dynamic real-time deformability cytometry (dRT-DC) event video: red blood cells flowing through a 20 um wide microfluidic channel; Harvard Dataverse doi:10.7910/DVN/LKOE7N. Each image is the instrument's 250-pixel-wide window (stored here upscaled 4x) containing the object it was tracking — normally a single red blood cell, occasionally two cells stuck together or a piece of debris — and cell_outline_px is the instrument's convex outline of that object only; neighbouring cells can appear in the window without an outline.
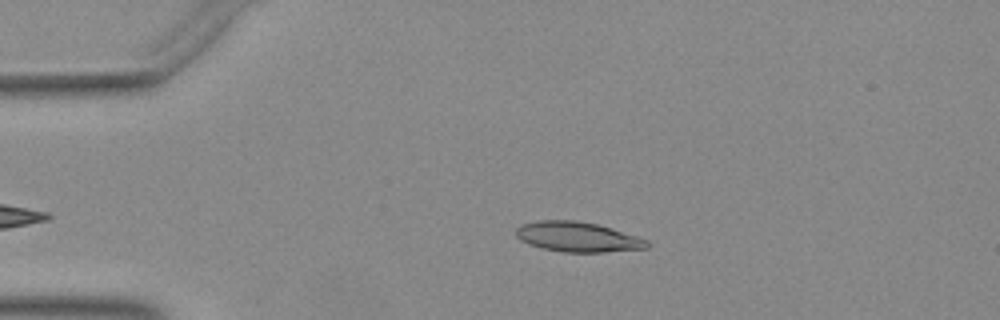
{"species": "Egyptian fruit bat (a non-hibernating species)", "species_latin": "Rousettus aegyptiacus", "temperature_condition": "warm", "stored_images_in_passage": 45, "camera_frame_rate_fps": 3000, "um_per_image_px": 0.085, "animal": {"sex": "female"}, "frame": {"image": 1, "passage_image": 5, "time_ms": 1.333, "image_size_px": [1000, 320], "cell_outline_px": [[652, 244], [648, 248], [604, 252], [564, 252], [540, 248], [528, 244], [520, 240], [516, 236], [516, 228], [520, 224], [540, 220], [576, 220], [596, 224], [636, 236], [648, 240]], "centroid_in_image_um": [49.07, 20.14], "position_along_channel_um": 35.9, "area_um2": 22.95}}
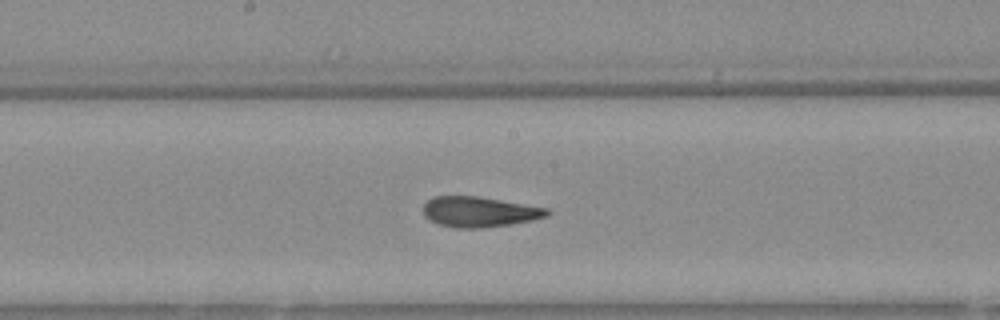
{"frame": {"image": 2, "passage_image": 21, "time_ms": 6.667, "image_size_px": [1000, 320], "cell_outline_px": [[552, 212], [548, 216], [532, 220], [484, 228], [456, 228], [440, 224], [428, 220], [424, 216], [424, 204], [432, 196], [476, 196], [548, 208]], "centroid_in_image_um": [40.73, 18.01], "position_along_channel_um": 207.5, "area_um2": 21.85}}
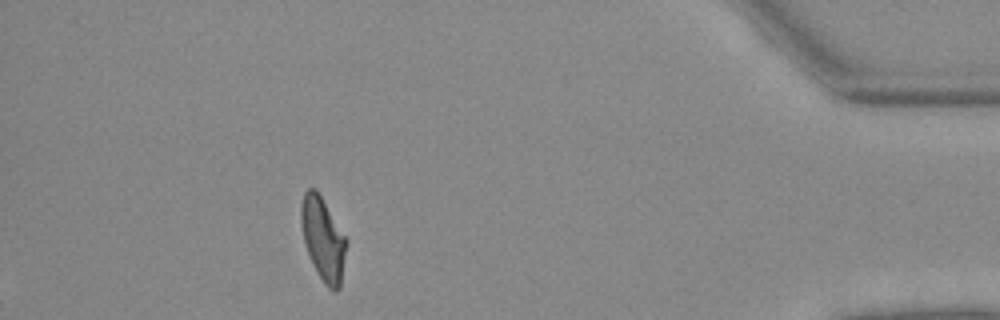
{"frame": {"image": 3, "passage_image": 40, "time_ms": 13.0, "image_size_px": [1000, 320], "cell_outline_px": [[348, 244], [340, 288], [336, 292], [328, 288], [324, 284], [312, 264], [304, 240], [300, 224], [300, 204], [304, 192], [308, 188], [316, 188], [348, 240]], "centroid_in_image_um": [27.47, 20.31], "position_along_channel_um": 407.7, "area_um2": 22.25}}